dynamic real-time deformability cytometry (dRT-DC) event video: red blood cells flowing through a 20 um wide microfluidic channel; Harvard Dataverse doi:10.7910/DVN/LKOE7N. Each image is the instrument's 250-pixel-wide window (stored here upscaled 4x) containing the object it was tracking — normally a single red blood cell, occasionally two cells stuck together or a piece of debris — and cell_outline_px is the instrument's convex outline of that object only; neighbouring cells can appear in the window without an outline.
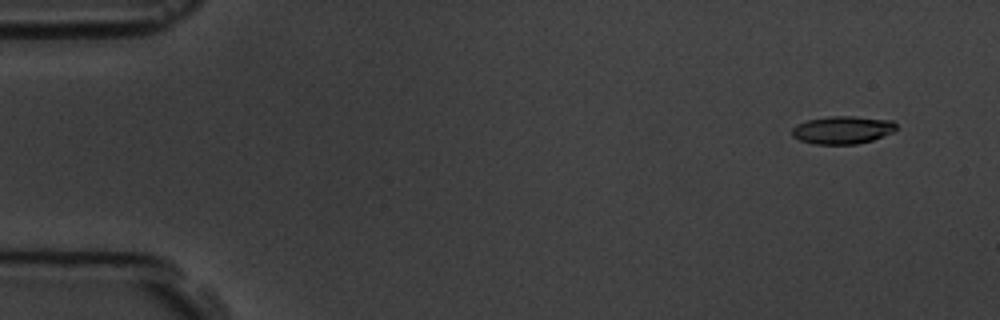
{"species": "common noctule bat (a hibernating species)", "species_latin": "Nyctalus noctula", "temperature_condition": "room temperature", "stored_images_in_passage": 7, "camera_frame_rate_fps": 3000, "um_per_image_px": 0.085, "animal": {"sex": "male", "body_mass_g": 19.5, "forearm_length_mm": 54.6}, "frame": {"image": 1, "passage_image": 1, "time_ms": 0.0, "image_size_px": [1000, 320], "cell_outline_px": [[896, 128], [892, 132], [872, 140], [856, 144], [816, 144], [800, 140], [792, 136], [792, 128], [796, 124], [808, 120], [828, 116], [852, 116], [892, 120], [896, 124]], "centroid_in_image_um": [71.59, 11.04], "position_along_channel_um": 13.4, "area_um2": 16.82}}
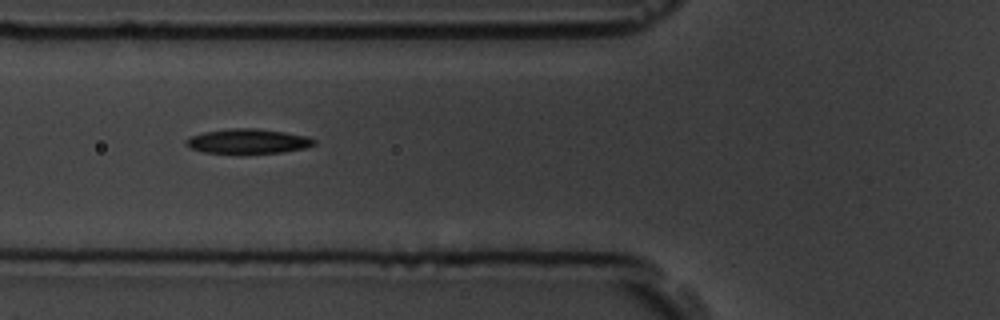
{"frame": {"image": 2, "passage_image": 6, "time_ms": 5.667, "image_size_px": [1000, 320], "cell_outline_px": [[316, 144], [308, 148], [284, 152], [204, 152], [192, 148], [184, 144], [184, 140], [188, 136], [204, 132], [232, 128], [256, 128], [284, 132], [308, 136], [316, 140]], "centroid_in_image_um": [21.1, 11.99], "position_along_channel_um": 104.7, "area_um2": 18.26}}
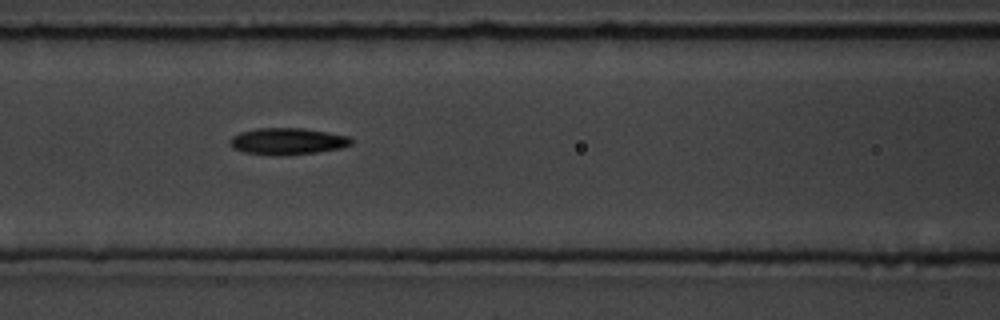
{"frame": {"image": 3, "passage_image": 7, "time_ms": 6.667, "image_size_px": [1000, 320], "cell_outline_px": [[352, 144], [340, 148], [316, 152], [284, 156], [276, 156], [244, 152], [232, 148], [228, 140], [232, 136], [240, 132], [256, 128], [304, 128], [348, 136], [352, 140]], "centroid_in_image_um": [24.39, 12.01], "position_along_channel_um": 142.2, "area_um2": 18.96}}